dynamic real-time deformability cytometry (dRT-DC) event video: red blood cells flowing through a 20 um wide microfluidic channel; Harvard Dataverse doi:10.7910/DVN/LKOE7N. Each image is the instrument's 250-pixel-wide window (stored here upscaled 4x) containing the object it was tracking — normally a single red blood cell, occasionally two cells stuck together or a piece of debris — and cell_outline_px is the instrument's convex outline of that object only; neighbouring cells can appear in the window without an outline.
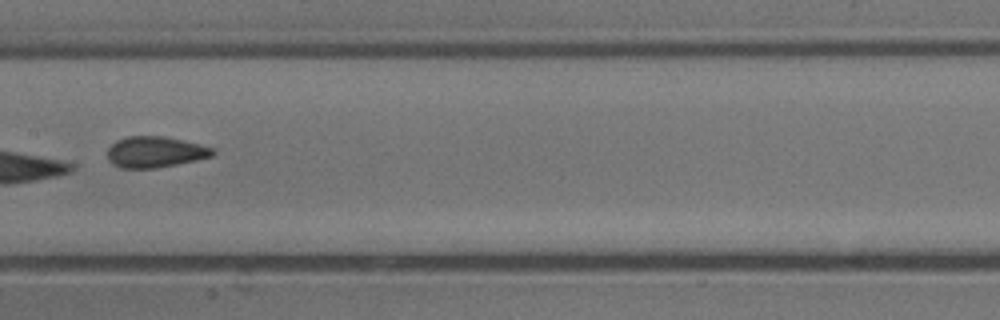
{"species": "common noctule bat (a hibernating species)", "species_latin": "Nyctalus noctula", "temperature_condition": "cold", "stored_images_in_passage": 8, "camera_frame_rate_fps": 3000, "um_per_image_px": 0.085, "animal": {"sex": "male", "body_mass_g": 13.3}, "frame": {"image": 1, "passage_image": 7, "time_ms": 2.0, "image_size_px": [1000, 320], "cell_outline_px": [[216, 152], [212, 156], [196, 160], [156, 168], [120, 168], [112, 164], [108, 160], [108, 148], [116, 140], [128, 136], [164, 136], [216, 148]], "centroid_in_image_um": [13.18, 12.92], "position_along_channel_um": 194.2, "area_um2": 19.07}}
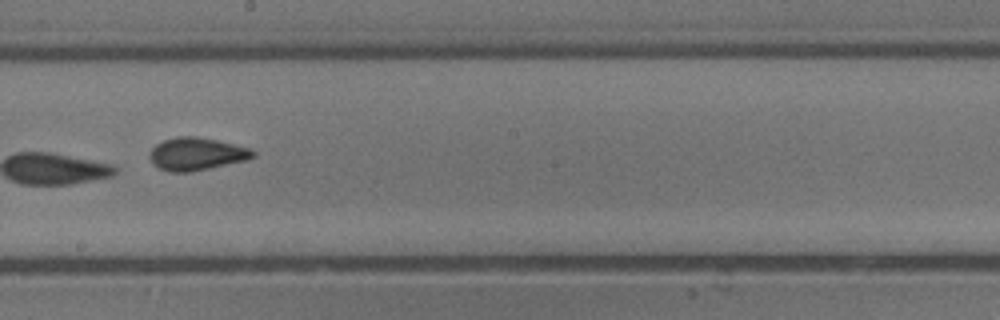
{"frame": {"image": 2, "passage_image": 8, "time_ms": 2.333, "image_size_px": [1000, 320], "cell_outline_px": [[256, 156], [248, 160], [192, 172], [168, 172], [152, 164], [148, 156], [152, 148], [156, 144], [164, 140], [176, 136], [196, 136], [216, 140], [252, 148], [256, 152]], "centroid_in_image_um": [16.72, 13.09], "position_along_channel_um": 231.5, "area_um2": 20.0}}